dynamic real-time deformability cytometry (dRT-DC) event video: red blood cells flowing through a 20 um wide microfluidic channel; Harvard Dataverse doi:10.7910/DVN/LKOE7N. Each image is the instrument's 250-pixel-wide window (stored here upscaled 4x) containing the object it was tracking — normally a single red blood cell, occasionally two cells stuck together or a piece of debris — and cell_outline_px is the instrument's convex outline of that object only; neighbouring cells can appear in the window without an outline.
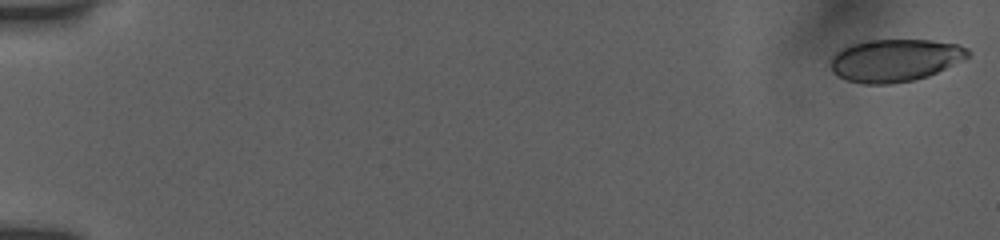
{"species": "human", "species_latin": "Homo sapiens", "temperature_condition": "room temperature", "stored_images_in_passage": 54, "camera_frame_rate_fps": 3000, "um_per_image_px": 0.085, "donor": {"sex": "female"}, "frame": {"image": 1, "passage_image": 1, "time_ms": 0.0, "image_size_px": [1000, 240], "cell_outline_px": [[972, 52], [968, 56], [928, 76], [912, 80], [888, 84], [864, 84], [848, 80], [832, 72], [832, 56], [836, 52], [848, 44], [872, 40], [932, 40], [956, 44], [968, 48]], "centroid_in_image_um": [76.06, 5.11], "position_along_channel_um": 8.9, "area_um2": 33.64}}
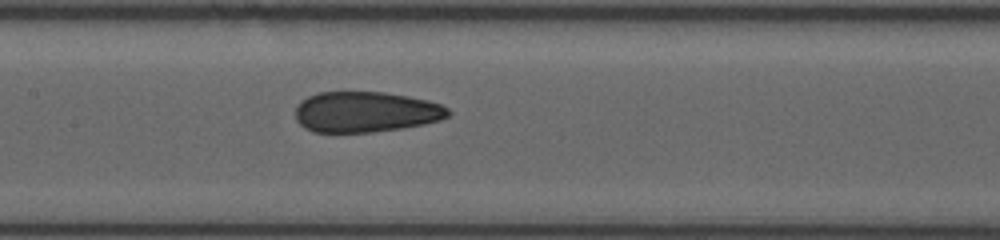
{"frame": {"image": 2, "passage_image": 28, "time_ms": 9.0, "image_size_px": [1000, 240], "cell_outline_px": [[452, 112], [448, 116], [440, 120], [424, 124], [404, 128], [372, 132], [312, 132], [304, 128], [296, 120], [296, 104], [300, 100], [308, 96], [320, 92], [384, 92], [408, 96], [428, 100], [440, 104], [448, 108]], "centroid_in_image_um": [31.08, 9.51], "position_along_channel_um": 176.3, "area_um2": 36.47}}
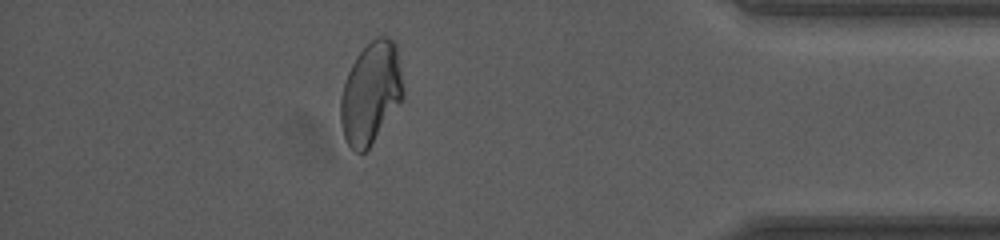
{"frame": {"image": 3, "passage_image": 48, "time_ms": 15.667, "image_size_px": [1000, 240], "cell_outline_px": [[404, 96], [400, 104], [368, 148], [364, 152], [356, 152], [348, 144], [344, 136], [340, 124], [340, 100], [344, 84], [348, 72], [356, 56], [376, 36], [388, 36], [396, 40], [404, 92]], "centroid_in_image_um": [31.54, 7.87], "position_along_channel_um": 403.7, "area_um2": 37.11}, "authors_computed_cell_mechanics": {"area_um2": 36.8475, "velocity_mm_per_s": 3.8837, "shape_relaxation_time_tau1_ms": 11.0161, "shape_relaxation_time_tau2_ms": 1.4297, "deformation_change_tau1": 0.2371, "deformation_change_tau2": 0.0803}}